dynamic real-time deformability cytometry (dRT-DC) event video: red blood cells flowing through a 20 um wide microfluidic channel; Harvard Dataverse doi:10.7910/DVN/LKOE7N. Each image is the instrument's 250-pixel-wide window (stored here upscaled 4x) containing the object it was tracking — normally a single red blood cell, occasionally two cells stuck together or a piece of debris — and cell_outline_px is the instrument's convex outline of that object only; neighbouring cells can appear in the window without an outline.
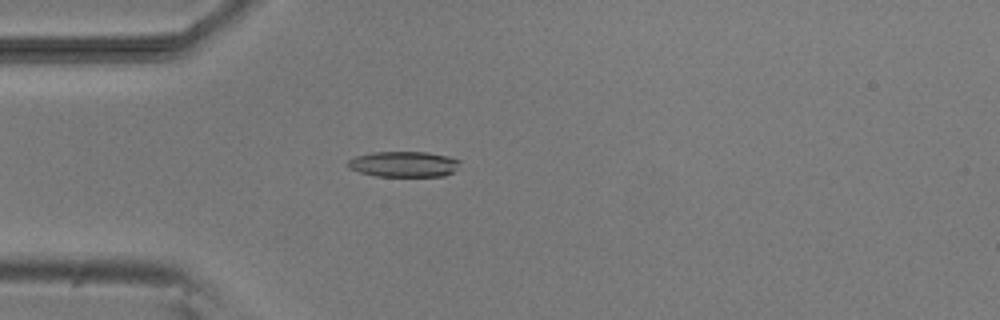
{"species": "common noctule bat (a hibernating species)", "species_latin": "Nyctalus noctula", "temperature_condition": "room temperature", "stored_images_in_passage": 4, "camera_frame_rate_fps": 3000, "um_per_image_px": 0.085, "animal": {"sex": "male", "body_mass_g": 20.5, "forearm_length_mm": 52.5}, "frame": {"image": 1, "passage_image": 4, "time_ms": 4.333, "image_size_px": [1000, 320], "cell_outline_px": [[460, 160], [456, 168], [452, 172], [444, 176], [376, 176], [360, 172], [348, 168], [348, 160], [356, 156], [372, 152], [428, 152], [448, 156]], "centroid_in_image_um": [34.31, 13.95], "position_along_channel_um": 50.7, "area_um2": 16.65}}